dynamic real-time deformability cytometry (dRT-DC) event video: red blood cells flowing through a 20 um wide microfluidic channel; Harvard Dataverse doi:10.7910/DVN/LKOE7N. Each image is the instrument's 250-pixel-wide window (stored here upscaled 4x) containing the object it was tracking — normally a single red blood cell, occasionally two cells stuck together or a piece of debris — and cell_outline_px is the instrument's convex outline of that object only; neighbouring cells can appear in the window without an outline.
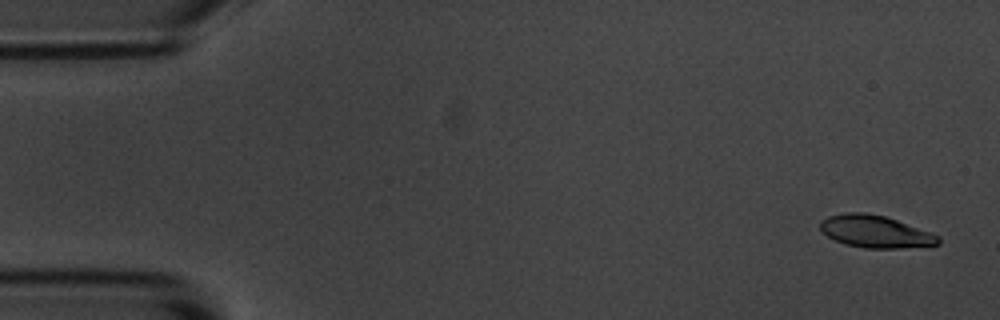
{"species": "common noctule bat (a hibernating species)", "species_latin": "Nyctalus noctula", "temperature_condition": "room temperature", "stored_images_in_passage": 6, "camera_frame_rate_fps": 3000, "um_per_image_px": 0.085, "animal": {"sex": "male", "body_mass_g": 20.1, "forearm_length_mm": 53.5}, "frame": {"image": 1, "passage_image": 1, "time_ms": 0.0, "image_size_px": [1000, 320], "cell_outline_px": [[940, 244], [900, 248], [864, 248], [844, 244], [828, 236], [820, 228], [820, 220], [828, 216], [848, 212], [864, 212], [884, 216], [932, 232], [940, 236]], "centroid_in_image_um": [74.41, 19.68], "position_along_channel_um": 10.6, "area_um2": 22.14}}
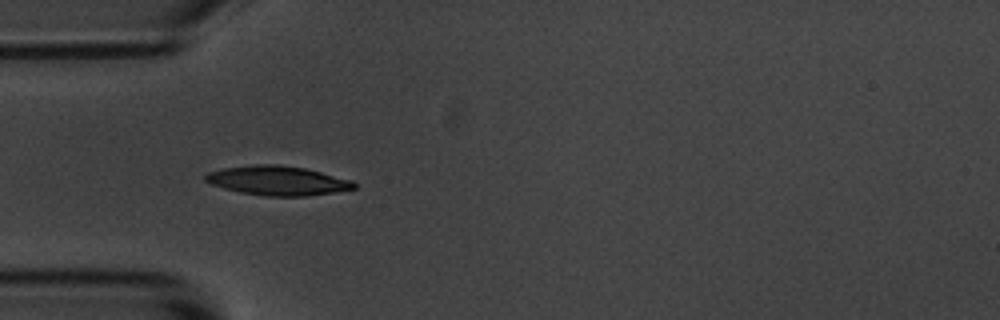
{"frame": {"image": 2, "passage_image": 5, "time_ms": 4.667, "image_size_px": [1000, 320], "cell_outline_px": [[356, 188], [332, 192], [304, 196], [264, 196], [240, 192], [224, 188], [212, 184], [204, 180], [204, 176], [208, 172], [224, 168], [252, 164], [276, 164], [304, 168], [352, 180], [356, 184]], "centroid_in_image_um": [23.56, 15.35], "position_along_channel_um": 61.4, "area_um2": 25.2}}